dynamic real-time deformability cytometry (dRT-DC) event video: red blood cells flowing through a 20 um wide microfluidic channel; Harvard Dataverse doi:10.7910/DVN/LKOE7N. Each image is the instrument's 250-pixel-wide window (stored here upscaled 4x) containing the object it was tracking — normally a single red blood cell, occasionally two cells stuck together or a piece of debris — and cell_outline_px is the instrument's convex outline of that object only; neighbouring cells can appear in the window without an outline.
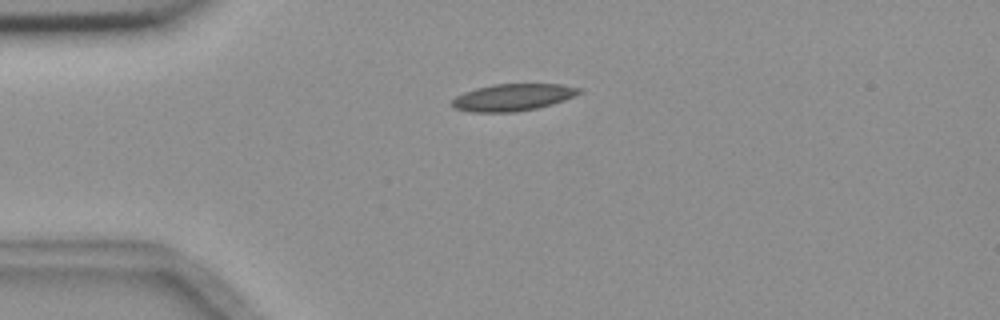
{"species": "common noctule bat (a hibernating species)", "species_latin": "Nyctalus noctula", "temperature_condition": "room temperature", "stored_images_in_passage": 4, "camera_frame_rate_fps": 3000, "um_per_image_px": 0.085, "animal": {"sex": "female", "body_mass_g": 18.4}, "frame": {"image": 1, "passage_image": 1, "time_ms": 0.0, "image_size_px": [1000, 320], "cell_outline_px": [[584, 92], [564, 100], [552, 104], [536, 108], [516, 112], [472, 112], [456, 108], [452, 104], [452, 100], [456, 96], [464, 92], [476, 88], [492, 84], [560, 84], [580, 88]], "centroid_in_image_um": [43.61, 8.27], "position_along_channel_um": 41.4, "area_um2": 19.94}}
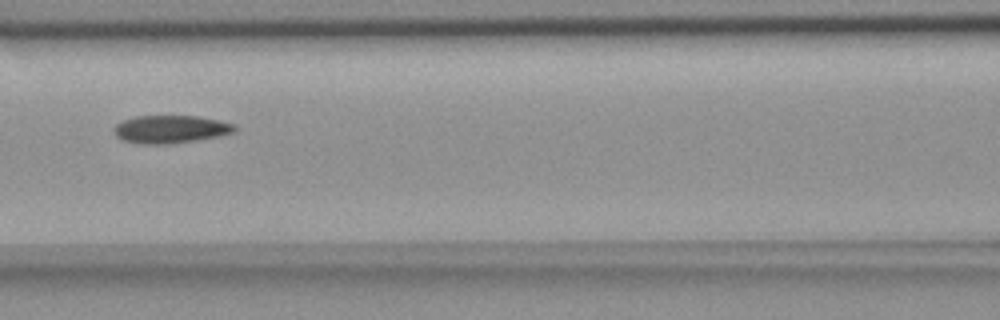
{"frame": {"image": 2, "passage_image": 4, "time_ms": 3.667, "image_size_px": [1000, 320], "cell_outline_px": [[236, 128], [232, 132], [220, 136], [196, 140], [168, 144], [140, 144], [120, 140], [116, 136], [116, 124], [124, 120], [136, 116], [200, 116], [236, 124]], "centroid_in_image_um": [14.51, 10.99], "position_along_channel_um": 152.1, "area_um2": 19.54}}